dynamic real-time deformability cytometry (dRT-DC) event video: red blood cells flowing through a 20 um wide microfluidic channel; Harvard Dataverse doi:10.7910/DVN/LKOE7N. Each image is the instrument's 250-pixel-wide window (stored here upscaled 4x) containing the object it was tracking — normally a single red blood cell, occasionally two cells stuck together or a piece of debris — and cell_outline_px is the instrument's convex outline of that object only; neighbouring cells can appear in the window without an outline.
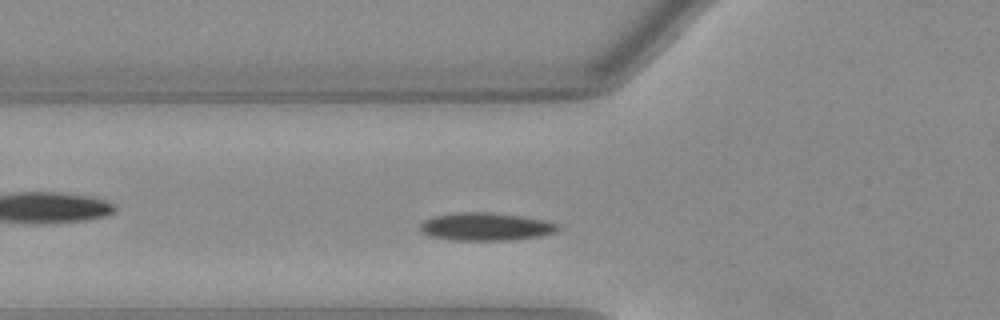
{"species": "Egyptian fruit bat (a non-hibernating species)", "species_latin": "Rousettus aegyptiacus", "temperature_condition": "warm", "stored_images_in_passage": 12, "camera_frame_rate_fps": 3000, "um_per_image_px": 0.085, "animal": {"sex": "female"}, "frame": {"image": 1, "passage_image": 10, "time_ms": 3.0, "image_size_px": [1000, 320], "cell_outline_px": [[560, 228], [556, 232], [540, 236], [508, 240], [452, 240], [428, 236], [420, 232], [420, 224], [424, 220], [436, 216], [456, 212], [488, 212], [520, 216], [544, 220], [556, 224]], "centroid_in_image_um": [41.25, 19.27], "position_along_channel_um": 84.6, "area_um2": 22.31}}